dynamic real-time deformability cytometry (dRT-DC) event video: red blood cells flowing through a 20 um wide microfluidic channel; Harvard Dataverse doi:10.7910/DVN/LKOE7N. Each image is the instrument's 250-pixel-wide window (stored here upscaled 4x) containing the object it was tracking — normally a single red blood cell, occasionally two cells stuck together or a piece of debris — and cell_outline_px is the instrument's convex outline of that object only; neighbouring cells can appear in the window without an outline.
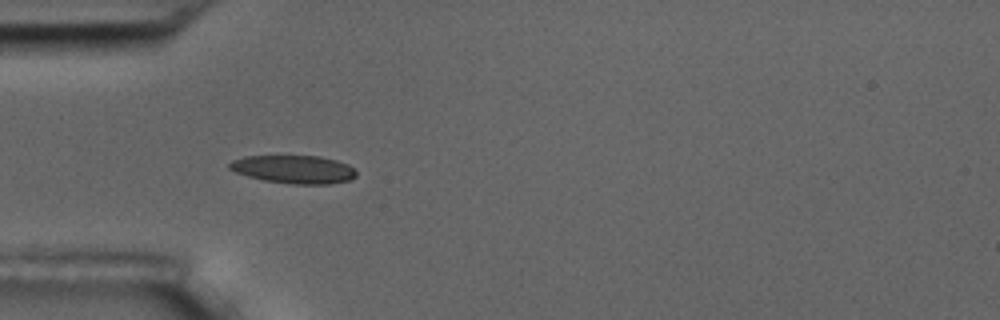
{"species": "common noctule bat (a hibernating species)", "species_latin": "Nyctalus noctula", "temperature_condition": "room temperature", "stored_images_in_passage": 6, "camera_frame_rate_fps": 3000, "um_per_image_px": 0.085, "animal": {"sex": "male", "body_mass_g": 17.5, "forearm_length_mm": 52.3}, "frame": {"image": 1, "passage_image": 5, "time_ms": 5.333, "image_size_px": [1000, 320], "cell_outline_px": [[356, 176], [348, 180], [328, 184], [292, 184], [264, 180], [248, 176], [236, 172], [228, 168], [228, 164], [232, 160], [244, 156], [320, 156], [336, 160], [348, 164], [356, 172]], "centroid_in_image_um": [24.96, 14.39], "position_along_channel_um": 60.0, "area_um2": 20.69}}